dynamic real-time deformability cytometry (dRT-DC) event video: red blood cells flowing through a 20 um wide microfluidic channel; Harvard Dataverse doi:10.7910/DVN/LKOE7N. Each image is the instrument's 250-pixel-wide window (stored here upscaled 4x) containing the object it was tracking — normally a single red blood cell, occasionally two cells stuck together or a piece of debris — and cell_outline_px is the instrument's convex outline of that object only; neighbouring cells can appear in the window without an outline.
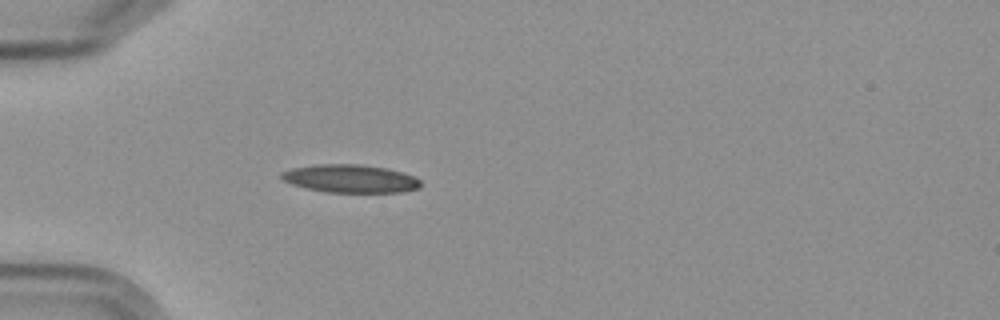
{"species": "Egyptian fruit bat (a non-hibernating species)", "species_latin": "Rousettus aegyptiacus", "temperature_condition": "cold", "stored_images_in_passage": 5, "camera_frame_rate_fps": 3000, "um_per_image_px": 0.085, "frame": {"image": 1, "passage_image": 5, "time_ms": 5.333, "image_size_px": [1000, 320], "cell_outline_px": [[420, 188], [404, 192], [328, 192], [308, 188], [292, 184], [284, 180], [280, 176], [280, 172], [292, 168], [316, 164], [364, 164], [388, 168], [412, 176], [420, 180]], "centroid_in_image_um": [29.78, 15.17], "position_along_channel_um": 55.2, "area_um2": 22.72}}